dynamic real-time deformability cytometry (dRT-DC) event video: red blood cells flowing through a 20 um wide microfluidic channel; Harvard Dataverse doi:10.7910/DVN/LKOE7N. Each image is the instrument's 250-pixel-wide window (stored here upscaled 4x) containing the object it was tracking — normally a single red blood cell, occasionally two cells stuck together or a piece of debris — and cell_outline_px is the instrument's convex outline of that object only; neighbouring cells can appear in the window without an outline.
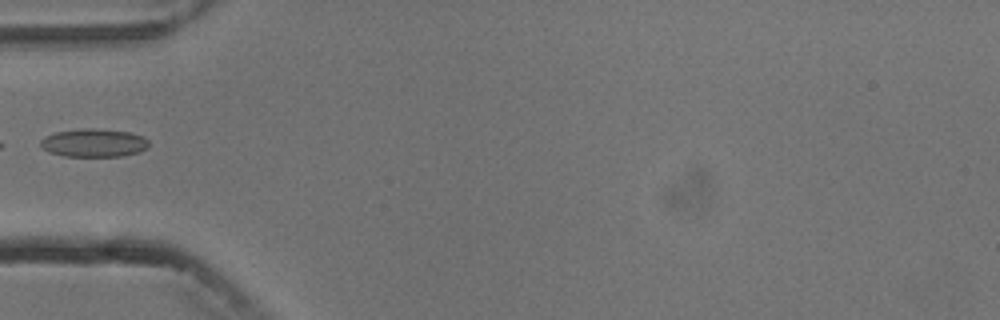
{"species": "common noctule bat (a hibernating species)", "species_latin": "Nyctalus noctula", "temperature_condition": "cold", "stored_images_in_passage": 7, "camera_frame_rate_fps": 3000, "um_per_image_px": 0.085, "animal": {"sex": "male", "body_mass_g": 13.3}, "frame": {"image": 1, "passage_image": 5, "time_ms": 5.667, "image_size_px": [1000, 320], "cell_outline_px": [[148, 148], [140, 152], [124, 156], [64, 156], [48, 152], [40, 144], [40, 140], [44, 136], [56, 132], [80, 128], [100, 128], [132, 132], [144, 136], [148, 140]], "centroid_in_image_um": [8.01, 12.13], "position_along_channel_um": 77.0, "area_um2": 18.15}}
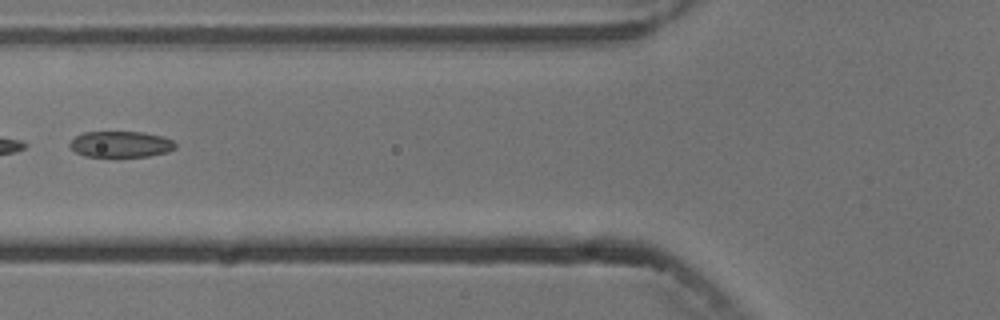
{"frame": {"image": 2, "passage_image": 6, "time_ms": 6.667, "image_size_px": [1000, 320], "cell_outline_px": [[176, 148], [168, 152], [148, 156], [116, 160], [84, 156], [76, 152], [68, 144], [76, 136], [84, 132], [140, 132], [160, 136], [172, 140], [176, 144]], "centroid_in_image_um": [10.24, 12.32], "position_along_channel_um": 115.6, "area_um2": 16.76}}
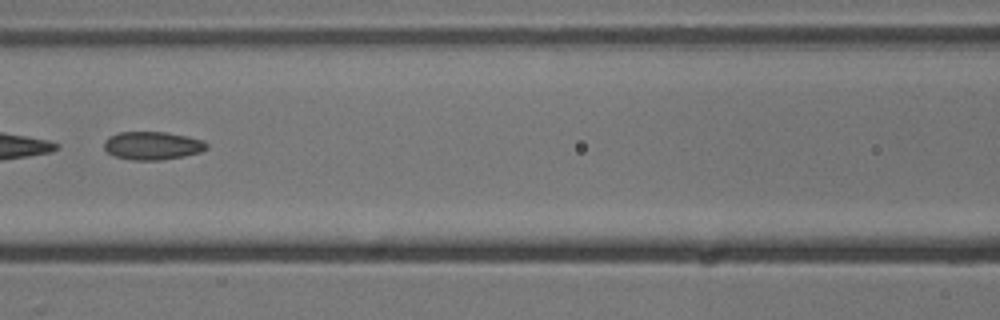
{"frame": {"image": 3, "passage_image": 7, "time_ms": 7.667, "image_size_px": [1000, 320], "cell_outline_px": [[208, 148], [200, 152], [184, 156], [160, 160], [132, 160], [112, 156], [104, 148], [104, 140], [108, 136], [120, 132], [164, 132], [188, 136], [204, 140], [208, 144]], "centroid_in_image_um": [12.95, 12.38], "position_along_channel_um": 153.6, "area_um2": 16.99}}